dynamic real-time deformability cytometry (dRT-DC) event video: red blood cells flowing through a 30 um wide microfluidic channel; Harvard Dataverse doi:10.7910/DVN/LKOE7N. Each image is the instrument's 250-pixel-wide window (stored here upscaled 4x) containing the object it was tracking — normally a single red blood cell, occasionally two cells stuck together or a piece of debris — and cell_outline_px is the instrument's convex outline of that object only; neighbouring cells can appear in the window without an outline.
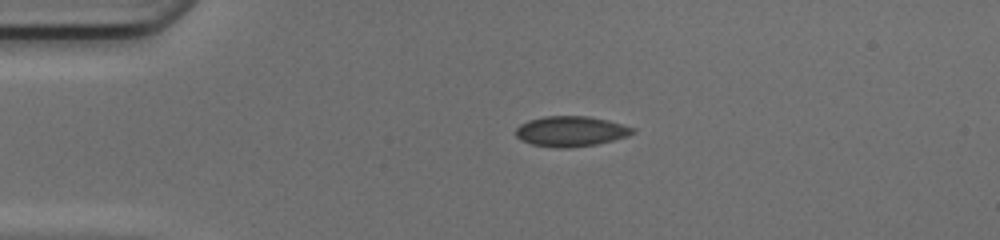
{"species": "common noctule bat (a hibernating species)", "species_latin": "Nyctalus noctula", "temperature_condition": "cold", "stored_images_in_passage": 39, "camera_frame_rate_fps": 3000, "um_per_image_px": 0.085, "animal": {"sex": "female", "body_mass_g": 17.0, "forearm_length_mm": 48.0}, "frame": {"image": 1, "passage_image": 1, "time_ms": 0.0, "image_size_px": [1000, 240], "cell_outline_px": [[636, 132], [628, 136], [596, 144], [568, 148], [556, 148], [532, 144], [520, 140], [516, 136], [516, 128], [520, 124], [528, 120], [544, 116], [588, 116], [608, 120], [636, 128]], "centroid_in_image_um": [48.52, 11.16], "position_along_channel_um": 36.5, "area_um2": 20.75}}
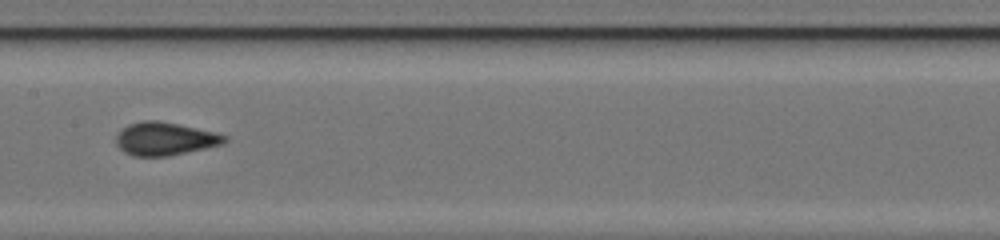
{"frame": {"image": 2, "passage_image": 15, "time_ms": 4.667, "image_size_px": [1000, 240], "cell_outline_px": [[228, 140], [224, 144], [168, 156], [132, 156], [124, 152], [116, 144], [116, 136], [128, 124], [144, 120], [156, 120], [216, 132], [228, 136]], "centroid_in_image_um": [14.03, 11.8], "position_along_channel_um": 193.4, "area_um2": 20.81}}
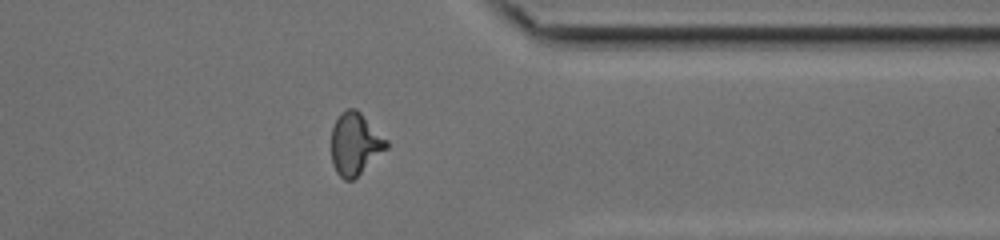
{"frame": {"image": 3, "passage_image": 29, "time_ms": 9.333, "image_size_px": [1000, 240], "cell_outline_px": [[388, 148], [352, 180], [344, 180], [336, 172], [332, 164], [332, 128], [340, 112], [348, 108], [356, 108], [388, 140]], "centroid_in_image_um": [30.18, 12.22], "position_along_channel_um": 381.2, "area_um2": 19.88}, "authors_computed_cell_mechanics": {"area_um2": 19.941, "velocity_mm_per_s": 4.2197, "shape_relaxation_time_tau1_ms": 9.4667, "shape_relaxation_time_tau2_ms": 0.6547, "deformation_change_tau1": 0.1849, "deformation_change_tau2": 0.0521}}